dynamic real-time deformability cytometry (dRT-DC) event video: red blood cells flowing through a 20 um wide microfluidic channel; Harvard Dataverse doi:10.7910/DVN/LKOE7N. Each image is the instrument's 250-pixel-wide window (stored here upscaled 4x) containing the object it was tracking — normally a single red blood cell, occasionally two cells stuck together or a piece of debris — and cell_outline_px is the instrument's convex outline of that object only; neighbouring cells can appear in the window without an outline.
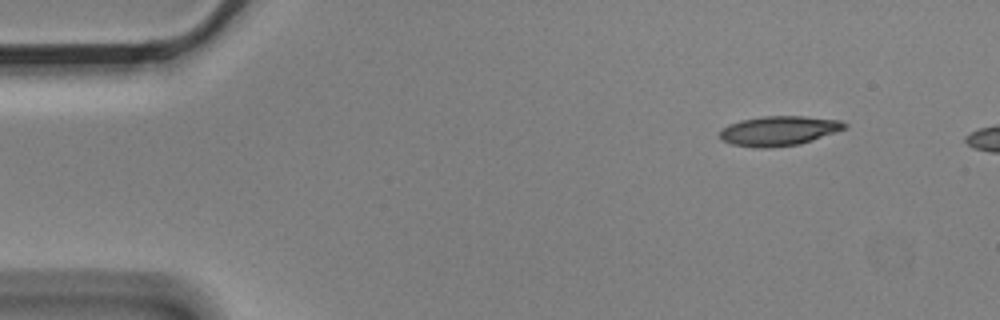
{"species": "Egyptian fruit bat (a non-hibernating species)", "species_latin": "Rousettus aegyptiacus", "temperature_condition": "cold", "stored_images_in_passage": 6, "segment_of_instrument_passage": [2, 2], "camera_frame_rate_fps": 3000, "um_per_image_px": 0.085, "animal": {"sex": "male"}, "frame": {"image": 1, "passage_image": 6, "time_ms": 1.667, "image_size_px": [1000, 320], "cell_outline_px": [[848, 128], [800, 144], [768, 148], [760, 148], [732, 144], [720, 140], [720, 128], [728, 124], [740, 120], [764, 116], [804, 116], [840, 120], [848, 124]], "centroid_in_image_um": [66.2, 11.11], "position_along_channel_um": 18.8, "area_um2": 21.73}}